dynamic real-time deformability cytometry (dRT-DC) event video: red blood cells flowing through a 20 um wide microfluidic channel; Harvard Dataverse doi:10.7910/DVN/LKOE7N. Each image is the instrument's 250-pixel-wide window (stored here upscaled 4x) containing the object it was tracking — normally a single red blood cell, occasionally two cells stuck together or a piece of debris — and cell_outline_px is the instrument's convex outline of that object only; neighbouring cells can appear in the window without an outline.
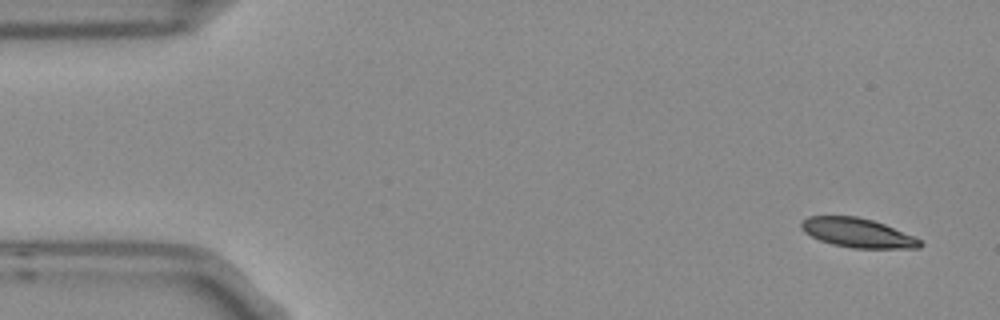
{"species": "Egyptian fruit bat (a non-hibernating species)", "species_latin": "Rousettus aegyptiacus", "temperature_condition": "room temperature", "stored_images_in_passage": 7, "camera_frame_rate_fps": 3000, "um_per_image_px": 0.085, "frame": {"image": 1, "passage_image": 1, "time_ms": 0.0, "image_size_px": [1000, 320], "cell_outline_px": [[924, 244], [920, 248], [852, 248], [832, 244], [820, 240], [804, 232], [800, 224], [808, 216], [856, 216], [872, 220], [884, 224], [912, 236], [920, 240]], "centroid_in_image_um": [72.89, 19.79], "position_along_channel_um": 12.1, "area_um2": 20.0}}
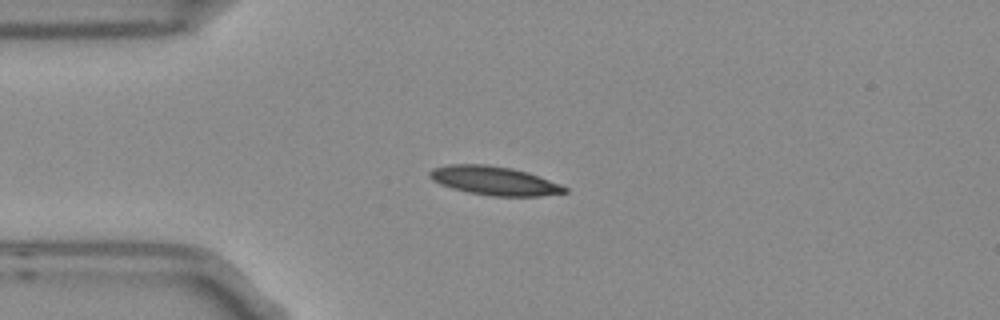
{"frame": {"image": 2, "passage_image": 4, "time_ms": 1.0, "image_size_px": [1000, 320], "cell_outline_px": [[568, 192], [540, 196], [492, 196], [468, 192], [452, 188], [440, 184], [432, 180], [428, 176], [428, 172], [432, 168], [448, 164], [488, 164], [512, 168], [528, 172], [560, 184], [568, 188]], "centroid_in_image_um": [41.99, 15.35], "position_along_channel_um": 43.0, "area_um2": 22.77}}